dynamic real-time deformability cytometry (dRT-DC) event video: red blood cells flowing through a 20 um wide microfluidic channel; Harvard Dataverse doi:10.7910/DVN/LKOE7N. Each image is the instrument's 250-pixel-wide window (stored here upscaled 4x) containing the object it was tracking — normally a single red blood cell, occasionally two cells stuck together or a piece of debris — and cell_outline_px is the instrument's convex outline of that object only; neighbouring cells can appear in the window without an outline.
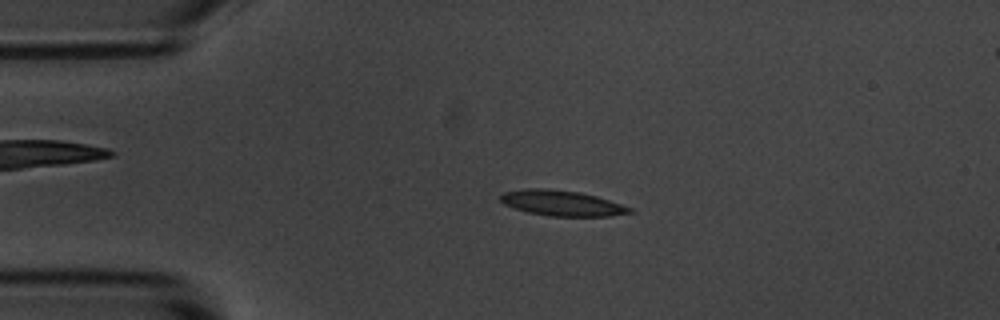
{"species": "common noctule bat (a hibernating species)", "species_latin": "Nyctalus noctula", "temperature_condition": "room temperature", "stored_images_in_passage": 54, "camera_frame_rate_fps": 3000, "um_per_image_px": 0.085, "animal": {"sex": "male", "body_mass_g": 20.1, "forearm_length_mm": 53.5}, "frame": {"image": 1, "passage_image": 11, "time_ms": 3.333, "image_size_px": [1000, 320], "cell_outline_px": [[636, 212], [608, 216], [548, 216], [528, 212], [504, 204], [500, 200], [500, 196], [504, 192], [528, 188], [548, 188], [580, 192], [596, 196], [632, 208]], "centroid_in_image_um": [47.77, 17.26], "position_along_channel_um": 37.2, "area_um2": 19.07}}
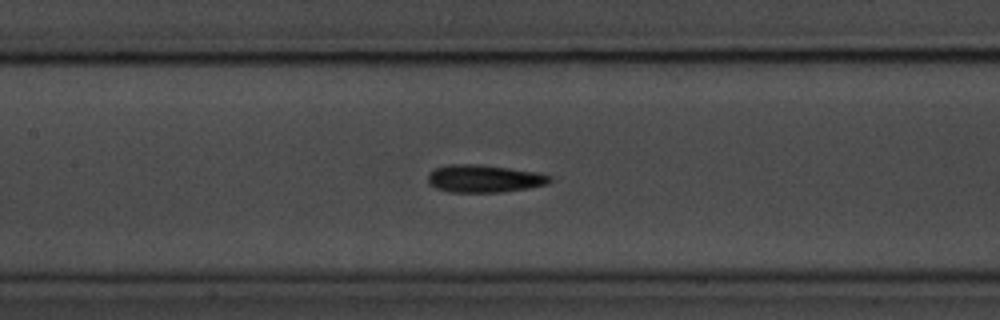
{"frame": {"image": 2, "passage_image": 24, "time_ms": 7.667, "image_size_px": [1000, 320], "cell_outline_px": [[552, 180], [548, 184], [528, 188], [500, 192], [448, 192], [436, 188], [428, 184], [428, 172], [436, 168], [448, 164], [480, 164], [536, 172], [552, 176]], "centroid_in_image_um": [41.13, 15.18], "position_along_channel_um": 166.3, "area_um2": 19.71}}
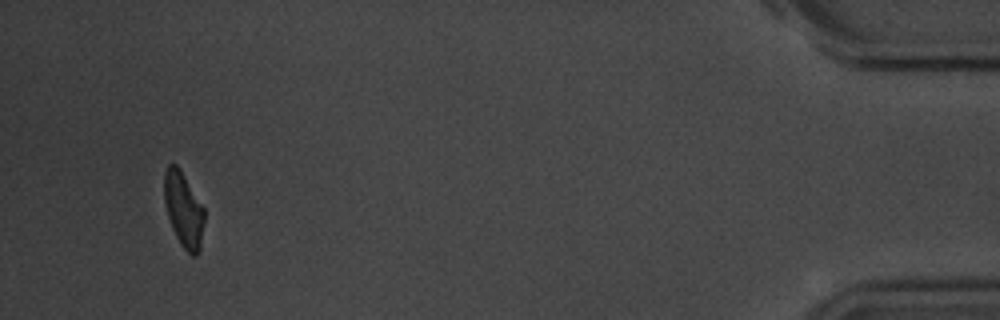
{"frame": {"image": 3, "passage_image": 51, "time_ms": 16.667, "image_size_px": [1000, 320], "cell_outline_px": [[204, 220], [200, 248], [196, 256], [192, 256], [180, 244], [172, 228], [168, 216], [164, 200], [164, 172], [168, 164], [176, 164], [180, 168], [204, 208]], "centroid_in_image_um": [15.59, 17.8], "position_along_channel_um": 419.6, "area_um2": 17.46}, "authors_computed_cell_mechanics": {"area_um2": 18.9584, "velocity_mm_per_s": 3.6716, "shape_relaxation_time_tau1_ms": 3.2429, "shape_relaxation_time_tau2_ms": 2.8012, "deformation_change_tau1": 0.1204, "deformation_change_tau2": 0.1043}}